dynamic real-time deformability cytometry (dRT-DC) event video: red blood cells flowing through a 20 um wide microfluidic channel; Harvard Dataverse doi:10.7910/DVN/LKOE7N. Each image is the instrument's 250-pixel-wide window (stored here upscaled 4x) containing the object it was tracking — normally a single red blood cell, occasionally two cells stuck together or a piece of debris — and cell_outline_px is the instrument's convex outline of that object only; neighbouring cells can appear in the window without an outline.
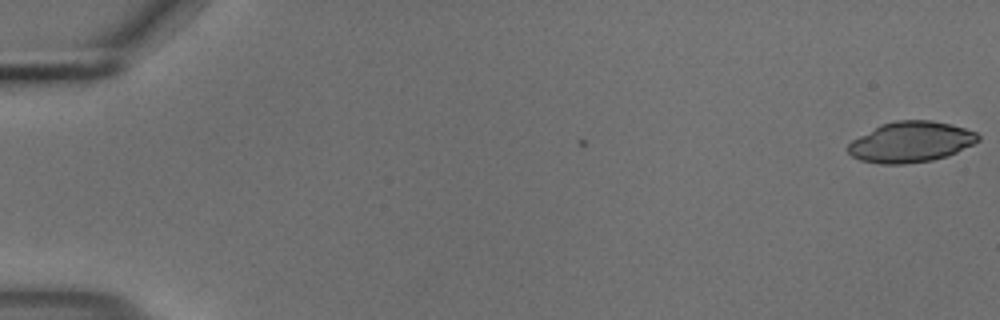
{"species": "common noctule bat (a hibernating species)", "species_latin": "Nyctalus noctula", "temperature_condition": "cold", "stored_images_in_passage": 7, "camera_frame_rate_fps": 3000, "um_per_image_px": 0.085, "animal": {"sex": "male", "body_mass_g": 18.8}, "frame": {"image": 1, "passage_image": 1, "time_ms": 0.0, "image_size_px": [1000, 320], "cell_outline_px": [[980, 140], [948, 156], [932, 160], [904, 164], [880, 164], [860, 160], [852, 156], [848, 152], [848, 144], [852, 140], [880, 124], [896, 120], [932, 120], [952, 124], [976, 132], [980, 136]], "centroid_in_image_um": [77.41, 12.06], "position_along_channel_um": 7.6, "area_um2": 30.87}}